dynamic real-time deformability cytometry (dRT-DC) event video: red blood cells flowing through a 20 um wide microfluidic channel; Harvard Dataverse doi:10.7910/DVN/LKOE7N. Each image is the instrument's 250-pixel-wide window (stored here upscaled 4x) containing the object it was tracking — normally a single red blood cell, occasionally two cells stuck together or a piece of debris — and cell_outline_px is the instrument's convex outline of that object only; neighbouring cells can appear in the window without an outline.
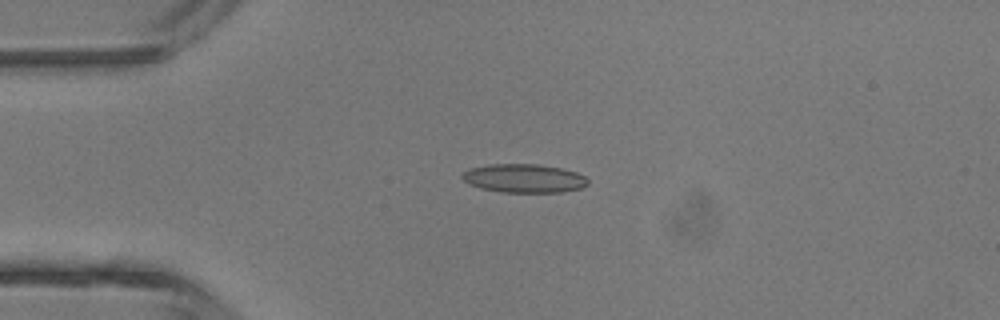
{"species": "common noctule bat (a hibernating species)", "species_latin": "Nyctalus noctula", "temperature_condition": "room temperature", "stored_images_in_passage": 5, "camera_frame_rate_fps": 3000, "um_per_image_px": 0.085, "animal": {"sex": "male", "body_mass_g": 13.3}, "frame": {"image": 1, "passage_image": 4, "time_ms": 3.333, "image_size_px": [1000, 320], "cell_outline_px": [[588, 184], [580, 188], [560, 192], [504, 192], [480, 188], [468, 184], [460, 176], [468, 168], [492, 164], [536, 164], [560, 168], [576, 172], [584, 176], [588, 180]], "centroid_in_image_um": [44.51, 15.15], "position_along_channel_um": 40.5, "area_um2": 20.87}}
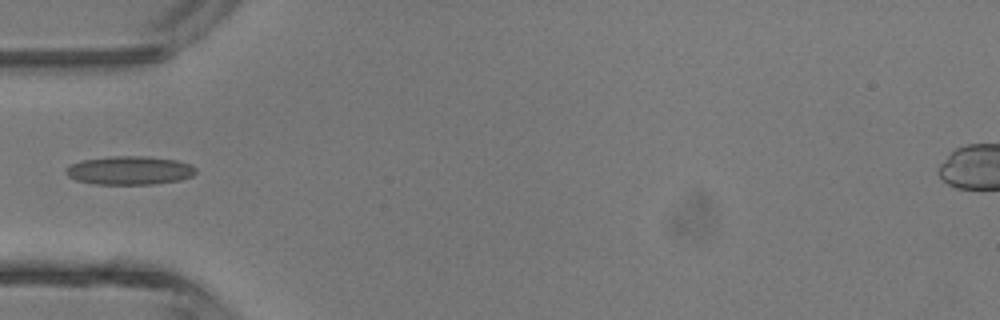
{"frame": {"image": 2, "passage_image": 5, "time_ms": 4.667, "image_size_px": [1000, 320], "cell_outline_px": [[196, 172], [192, 176], [180, 180], [152, 184], [92, 184], [76, 180], [68, 176], [64, 172], [64, 168], [72, 164], [84, 160], [112, 156], [148, 156], [176, 160], [188, 164], [196, 168]], "centroid_in_image_um": [10.99, 14.49], "position_along_channel_um": 74.0, "area_um2": 21.62}}